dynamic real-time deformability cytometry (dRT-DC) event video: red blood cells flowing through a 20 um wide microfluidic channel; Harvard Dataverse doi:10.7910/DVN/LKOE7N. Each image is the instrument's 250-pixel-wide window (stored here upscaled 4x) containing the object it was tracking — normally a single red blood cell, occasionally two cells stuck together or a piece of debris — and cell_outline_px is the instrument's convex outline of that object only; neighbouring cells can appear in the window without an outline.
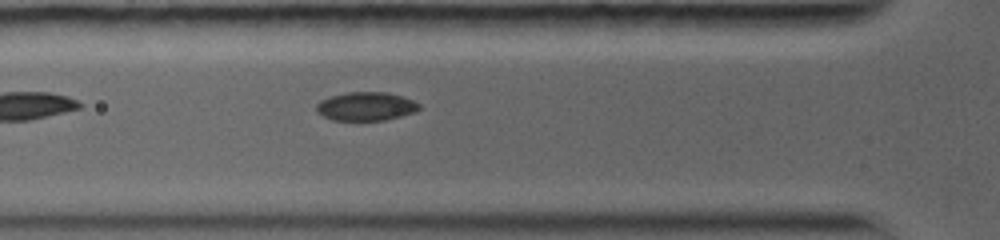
{"species": "common noctule bat (a hibernating species)", "species_latin": "Nyctalus noctula", "temperature_condition": "warm", "stored_images_in_passage": 3, "camera_frame_rate_fps": 5000, "um_per_image_px": 0.085, "animal": {"sex": "female", "body_mass_g": 19.0, "forearm_length_mm": 56.7}, "frame": {"image": 1, "passage_image": 3, "time_ms": 2.0, "image_size_px": [1000, 240], "cell_outline_px": [[420, 108], [416, 112], [384, 120], [332, 120], [316, 112], [316, 104], [320, 100], [332, 96], [348, 92], [384, 92], [400, 96], [412, 100], [420, 104]], "centroid_in_image_um": [31.09, 9.04], "position_along_channel_um": 94.7, "area_um2": 16.99}}